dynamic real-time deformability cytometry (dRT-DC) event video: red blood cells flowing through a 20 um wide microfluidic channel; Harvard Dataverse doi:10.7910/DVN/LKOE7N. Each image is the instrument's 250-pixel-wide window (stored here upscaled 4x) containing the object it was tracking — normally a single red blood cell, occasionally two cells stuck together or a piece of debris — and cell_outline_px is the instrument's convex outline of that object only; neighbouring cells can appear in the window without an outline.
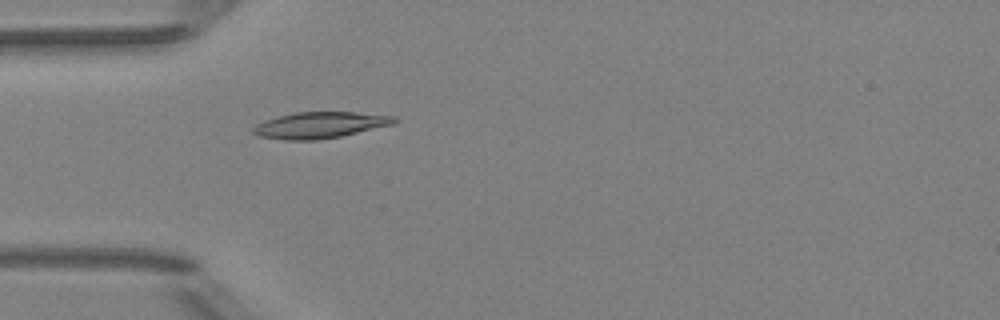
{"species": "Egyptian fruit bat (a non-hibernating species)", "species_latin": "Rousettus aegyptiacus", "temperature_condition": "room temperature", "stored_images_in_passage": 36, "camera_frame_rate_fps": 3000, "um_per_image_px": 0.085, "animal": {"sex": "female"}, "frame": {"image": 1, "passage_image": 1, "time_ms": 0.0, "image_size_px": [1000, 320], "cell_outline_px": [[400, 120], [396, 124], [340, 136], [316, 140], [284, 140], [260, 136], [252, 132], [252, 128], [256, 124], [264, 120], [276, 116], [296, 112], [356, 112], [396, 116]], "centroid_in_image_um": [27.23, 10.62], "position_along_channel_um": 57.8, "area_um2": 21.79}}
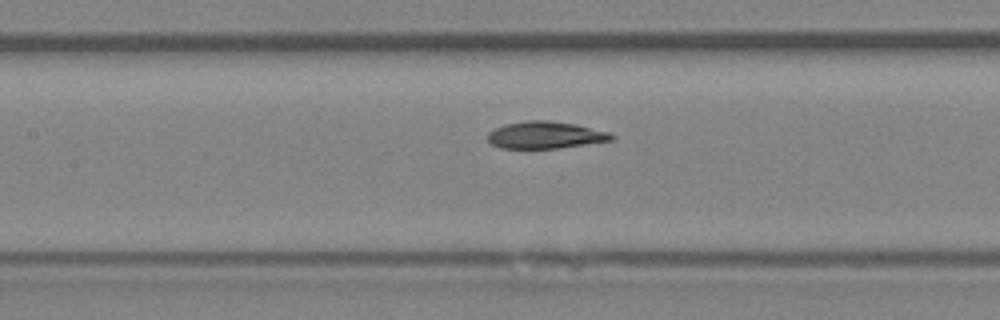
{"frame": {"image": 2, "passage_image": 9, "time_ms": 2.667, "image_size_px": [1000, 320], "cell_outline_px": [[616, 136], [612, 140], [556, 148], [500, 148], [492, 144], [488, 140], [488, 132], [496, 128], [508, 124], [524, 120], [548, 120], [576, 124], [608, 132]], "centroid_in_image_um": [46.34, 11.47], "position_along_channel_um": 161.1, "area_um2": 19.31}}
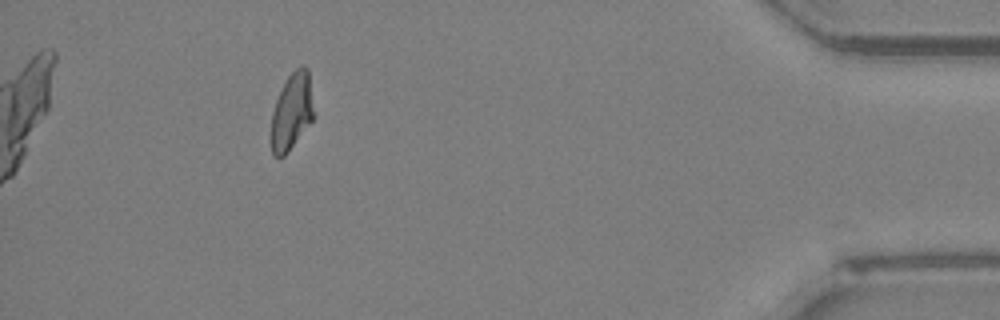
{"frame": {"image": 3, "passage_image": 32, "time_ms": 10.333, "image_size_px": [1000, 320], "cell_outline_px": [[312, 120], [288, 152], [284, 156], [272, 156], [272, 112], [276, 100], [288, 76], [296, 68], [308, 68], [312, 108]], "centroid_in_image_um": [24.77, 9.51], "position_along_channel_um": 410.4, "area_um2": 18.26}, "authors_computed_cell_mechanics": {"area_um2": 19.7387, "velocity_mm_per_s": 4.0344, "shape_relaxation_time_tau1_ms": 6.0334, "shape_relaxation_time_tau2_ms": 2.4653, "deformation_change_tau1": 0.1495, "deformation_change_tau2": 0.0517}}